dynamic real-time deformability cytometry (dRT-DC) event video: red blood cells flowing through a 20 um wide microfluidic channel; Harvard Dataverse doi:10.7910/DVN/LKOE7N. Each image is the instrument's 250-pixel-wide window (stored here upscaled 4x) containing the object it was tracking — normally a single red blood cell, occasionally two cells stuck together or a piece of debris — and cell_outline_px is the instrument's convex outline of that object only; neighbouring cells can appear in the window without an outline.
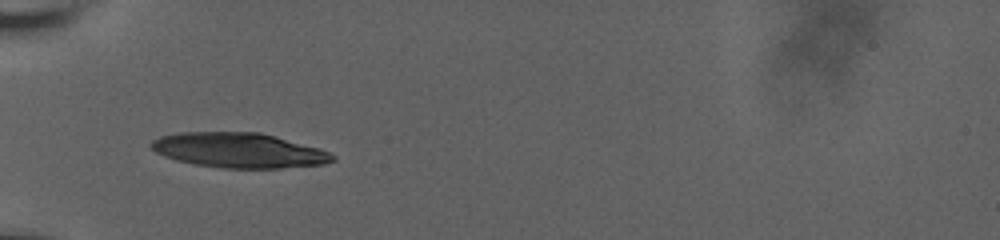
{"species": "human", "species_latin": "Homo sapiens", "temperature_condition": "room temperature", "stored_images_in_passage": 13, "camera_frame_rate_fps": 3000, "um_per_image_px": 0.085, "donor": {"sex": "male"}, "frame": {"image": 1, "passage_image": 1, "time_ms": 0.0, "image_size_px": [1000, 240], "cell_outline_px": [[336, 160], [324, 164], [280, 168], [220, 168], [196, 164], [176, 160], [164, 156], [156, 152], [148, 144], [152, 140], [160, 136], [180, 132], [260, 132], [320, 148], [336, 156]], "centroid_in_image_um": [20.3, 12.77], "position_along_channel_um": 64.7, "area_um2": 36.99}}
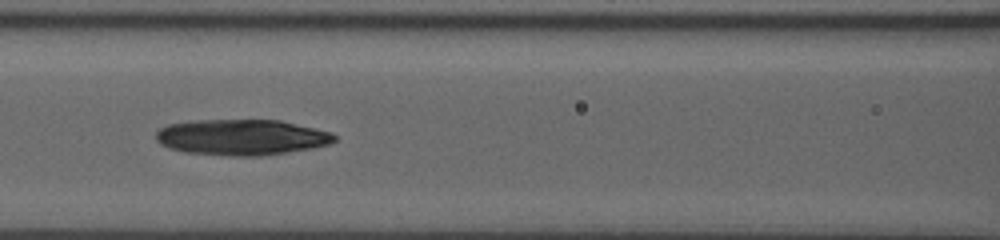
{"frame": {"image": 2, "passage_image": 7, "time_ms": 2.333, "image_size_px": [1000, 240], "cell_outline_px": [[336, 140], [328, 144], [312, 148], [288, 152], [260, 156], [228, 156], [184, 152], [168, 148], [160, 144], [156, 140], [156, 132], [160, 128], [168, 124], [188, 120], [280, 120], [332, 132], [336, 136]], "centroid_in_image_um": [20.5, 11.66], "position_along_channel_um": 146.1, "area_um2": 37.51}}
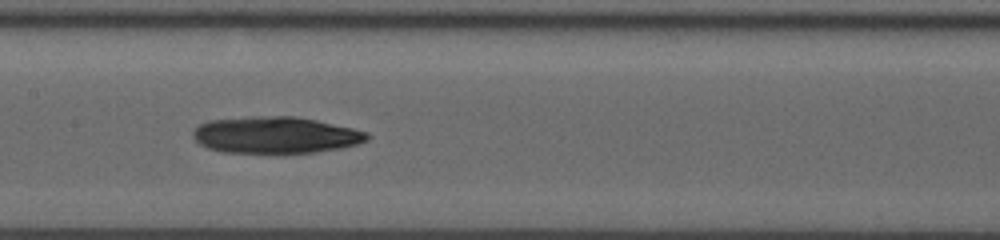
{"frame": {"image": 3, "passage_image": 12, "time_ms": 3.333, "image_size_px": [1000, 240], "cell_outline_px": [[372, 136], [368, 140], [356, 144], [340, 148], [316, 152], [280, 156], [276, 156], [220, 152], [208, 148], [200, 144], [192, 136], [192, 132], [200, 124], [212, 120], [272, 116], [292, 116], [316, 120], [352, 128], [368, 132]], "centroid_in_image_um": [23.44, 11.54], "position_along_channel_um": 184.0, "area_um2": 38.09}}